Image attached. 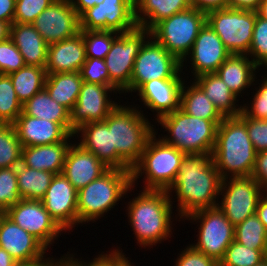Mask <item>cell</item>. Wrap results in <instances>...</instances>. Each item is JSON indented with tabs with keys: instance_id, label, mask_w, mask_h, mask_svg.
<instances>
[{
	"instance_id": "55",
	"label": "cell",
	"mask_w": 267,
	"mask_h": 266,
	"mask_svg": "<svg viewBox=\"0 0 267 266\" xmlns=\"http://www.w3.org/2000/svg\"><path fill=\"white\" fill-rule=\"evenodd\" d=\"M256 215L267 231V192H264L258 201Z\"/></svg>"
},
{
	"instance_id": "15",
	"label": "cell",
	"mask_w": 267,
	"mask_h": 266,
	"mask_svg": "<svg viewBox=\"0 0 267 266\" xmlns=\"http://www.w3.org/2000/svg\"><path fill=\"white\" fill-rule=\"evenodd\" d=\"M15 224L34 235L47 248L65 232L45 209L41 200L21 199L5 213Z\"/></svg>"
},
{
	"instance_id": "32",
	"label": "cell",
	"mask_w": 267,
	"mask_h": 266,
	"mask_svg": "<svg viewBox=\"0 0 267 266\" xmlns=\"http://www.w3.org/2000/svg\"><path fill=\"white\" fill-rule=\"evenodd\" d=\"M83 79L80 72L47 74L45 89L52 99L69 111L77 102Z\"/></svg>"
},
{
	"instance_id": "58",
	"label": "cell",
	"mask_w": 267,
	"mask_h": 266,
	"mask_svg": "<svg viewBox=\"0 0 267 266\" xmlns=\"http://www.w3.org/2000/svg\"><path fill=\"white\" fill-rule=\"evenodd\" d=\"M10 25L7 22L0 21V42H3L9 38Z\"/></svg>"
},
{
	"instance_id": "39",
	"label": "cell",
	"mask_w": 267,
	"mask_h": 266,
	"mask_svg": "<svg viewBox=\"0 0 267 266\" xmlns=\"http://www.w3.org/2000/svg\"><path fill=\"white\" fill-rule=\"evenodd\" d=\"M80 33L83 36L86 58L103 60L119 34L112 30H80Z\"/></svg>"
},
{
	"instance_id": "3",
	"label": "cell",
	"mask_w": 267,
	"mask_h": 266,
	"mask_svg": "<svg viewBox=\"0 0 267 266\" xmlns=\"http://www.w3.org/2000/svg\"><path fill=\"white\" fill-rule=\"evenodd\" d=\"M212 157L222 180L252 175L256 151L239 117H225L218 125Z\"/></svg>"
},
{
	"instance_id": "18",
	"label": "cell",
	"mask_w": 267,
	"mask_h": 266,
	"mask_svg": "<svg viewBox=\"0 0 267 266\" xmlns=\"http://www.w3.org/2000/svg\"><path fill=\"white\" fill-rule=\"evenodd\" d=\"M32 25L48 45L80 33V18L70 0H55L38 15Z\"/></svg>"
},
{
	"instance_id": "57",
	"label": "cell",
	"mask_w": 267,
	"mask_h": 266,
	"mask_svg": "<svg viewBox=\"0 0 267 266\" xmlns=\"http://www.w3.org/2000/svg\"><path fill=\"white\" fill-rule=\"evenodd\" d=\"M17 262L5 249L0 247V266H13Z\"/></svg>"
},
{
	"instance_id": "28",
	"label": "cell",
	"mask_w": 267,
	"mask_h": 266,
	"mask_svg": "<svg viewBox=\"0 0 267 266\" xmlns=\"http://www.w3.org/2000/svg\"><path fill=\"white\" fill-rule=\"evenodd\" d=\"M9 38L23 56L26 65L46 67L48 44L32 24L12 23Z\"/></svg>"
},
{
	"instance_id": "37",
	"label": "cell",
	"mask_w": 267,
	"mask_h": 266,
	"mask_svg": "<svg viewBox=\"0 0 267 266\" xmlns=\"http://www.w3.org/2000/svg\"><path fill=\"white\" fill-rule=\"evenodd\" d=\"M21 156L22 145L14 124L0 123V168L17 167Z\"/></svg>"
},
{
	"instance_id": "46",
	"label": "cell",
	"mask_w": 267,
	"mask_h": 266,
	"mask_svg": "<svg viewBox=\"0 0 267 266\" xmlns=\"http://www.w3.org/2000/svg\"><path fill=\"white\" fill-rule=\"evenodd\" d=\"M25 65L23 56L10 38L0 42V74H10Z\"/></svg>"
},
{
	"instance_id": "4",
	"label": "cell",
	"mask_w": 267,
	"mask_h": 266,
	"mask_svg": "<svg viewBox=\"0 0 267 266\" xmlns=\"http://www.w3.org/2000/svg\"><path fill=\"white\" fill-rule=\"evenodd\" d=\"M120 103L104 122L112 129V148H116L118 156L132 169L155 133V125L151 124L139 104Z\"/></svg>"
},
{
	"instance_id": "22",
	"label": "cell",
	"mask_w": 267,
	"mask_h": 266,
	"mask_svg": "<svg viewBox=\"0 0 267 266\" xmlns=\"http://www.w3.org/2000/svg\"><path fill=\"white\" fill-rule=\"evenodd\" d=\"M74 137L78 138V144L95 154L110 169L132 171L118 156L116 148H112V129L104 121L83 124L75 130Z\"/></svg>"
},
{
	"instance_id": "42",
	"label": "cell",
	"mask_w": 267,
	"mask_h": 266,
	"mask_svg": "<svg viewBox=\"0 0 267 266\" xmlns=\"http://www.w3.org/2000/svg\"><path fill=\"white\" fill-rule=\"evenodd\" d=\"M20 200L16 167L0 168V211L5 213Z\"/></svg>"
},
{
	"instance_id": "13",
	"label": "cell",
	"mask_w": 267,
	"mask_h": 266,
	"mask_svg": "<svg viewBox=\"0 0 267 266\" xmlns=\"http://www.w3.org/2000/svg\"><path fill=\"white\" fill-rule=\"evenodd\" d=\"M263 193L264 190L251 176L226 178L221 181L218 197L221 200H218L217 207L236 226L256 214Z\"/></svg>"
},
{
	"instance_id": "48",
	"label": "cell",
	"mask_w": 267,
	"mask_h": 266,
	"mask_svg": "<svg viewBox=\"0 0 267 266\" xmlns=\"http://www.w3.org/2000/svg\"><path fill=\"white\" fill-rule=\"evenodd\" d=\"M80 74L85 82L110 86V76L103 59L86 58Z\"/></svg>"
},
{
	"instance_id": "40",
	"label": "cell",
	"mask_w": 267,
	"mask_h": 266,
	"mask_svg": "<svg viewBox=\"0 0 267 266\" xmlns=\"http://www.w3.org/2000/svg\"><path fill=\"white\" fill-rule=\"evenodd\" d=\"M116 247L106 253L102 251L101 254L95 255L96 257L88 261L83 260L82 257L76 258L77 254L74 252H67V254L61 255L59 264L61 266H120L129 257H126L120 246L116 245Z\"/></svg>"
},
{
	"instance_id": "9",
	"label": "cell",
	"mask_w": 267,
	"mask_h": 266,
	"mask_svg": "<svg viewBox=\"0 0 267 266\" xmlns=\"http://www.w3.org/2000/svg\"><path fill=\"white\" fill-rule=\"evenodd\" d=\"M184 74L181 62L150 35L135 59L130 86L122 94L133 95L144 83L154 79L186 78Z\"/></svg>"
},
{
	"instance_id": "7",
	"label": "cell",
	"mask_w": 267,
	"mask_h": 266,
	"mask_svg": "<svg viewBox=\"0 0 267 266\" xmlns=\"http://www.w3.org/2000/svg\"><path fill=\"white\" fill-rule=\"evenodd\" d=\"M222 120H205L186 114L181 108L160 117L153 124L163 127L164 142L187 154H212L218 125Z\"/></svg>"
},
{
	"instance_id": "8",
	"label": "cell",
	"mask_w": 267,
	"mask_h": 266,
	"mask_svg": "<svg viewBox=\"0 0 267 266\" xmlns=\"http://www.w3.org/2000/svg\"><path fill=\"white\" fill-rule=\"evenodd\" d=\"M206 13L190 7L162 19L150 29V35L180 62L190 53Z\"/></svg>"
},
{
	"instance_id": "51",
	"label": "cell",
	"mask_w": 267,
	"mask_h": 266,
	"mask_svg": "<svg viewBox=\"0 0 267 266\" xmlns=\"http://www.w3.org/2000/svg\"><path fill=\"white\" fill-rule=\"evenodd\" d=\"M191 7L204 13L227 7V0H190Z\"/></svg>"
},
{
	"instance_id": "27",
	"label": "cell",
	"mask_w": 267,
	"mask_h": 266,
	"mask_svg": "<svg viewBox=\"0 0 267 266\" xmlns=\"http://www.w3.org/2000/svg\"><path fill=\"white\" fill-rule=\"evenodd\" d=\"M259 70L260 68L247 54H231L218 68L216 74L239 98L244 96L242 94L244 91H249L247 89L253 87Z\"/></svg>"
},
{
	"instance_id": "43",
	"label": "cell",
	"mask_w": 267,
	"mask_h": 266,
	"mask_svg": "<svg viewBox=\"0 0 267 266\" xmlns=\"http://www.w3.org/2000/svg\"><path fill=\"white\" fill-rule=\"evenodd\" d=\"M261 69H267V20L256 13L252 43L247 54Z\"/></svg>"
},
{
	"instance_id": "59",
	"label": "cell",
	"mask_w": 267,
	"mask_h": 266,
	"mask_svg": "<svg viewBox=\"0 0 267 266\" xmlns=\"http://www.w3.org/2000/svg\"><path fill=\"white\" fill-rule=\"evenodd\" d=\"M259 17L267 20V0H261L256 10Z\"/></svg>"
},
{
	"instance_id": "60",
	"label": "cell",
	"mask_w": 267,
	"mask_h": 266,
	"mask_svg": "<svg viewBox=\"0 0 267 266\" xmlns=\"http://www.w3.org/2000/svg\"><path fill=\"white\" fill-rule=\"evenodd\" d=\"M263 260L267 263V241L263 252Z\"/></svg>"
},
{
	"instance_id": "54",
	"label": "cell",
	"mask_w": 267,
	"mask_h": 266,
	"mask_svg": "<svg viewBox=\"0 0 267 266\" xmlns=\"http://www.w3.org/2000/svg\"><path fill=\"white\" fill-rule=\"evenodd\" d=\"M79 17L88 9L100 4L103 0H70Z\"/></svg>"
},
{
	"instance_id": "52",
	"label": "cell",
	"mask_w": 267,
	"mask_h": 266,
	"mask_svg": "<svg viewBox=\"0 0 267 266\" xmlns=\"http://www.w3.org/2000/svg\"><path fill=\"white\" fill-rule=\"evenodd\" d=\"M16 0H0V21L13 23Z\"/></svg>"
},
{
	"instance_id": "45",
	"label": "cell",
	"mask_w": 267,
	"mask_h": 266,
	"mask_svg": "<svg viewBox=\"0 0 267 266\" xmlns=\"http://www.w3.org/2000/svg\"><path fill=\"white\" fill-rule=\"evenodd\" d=\"M55 0H16L13 23L32 22Z\"/></svg>"
},
{
	"instance_id": "44",
	"label": "cell",
	"mask_w": 267,
	"mask_h": 266,
	"mask_svg": "<svg viewBox=\"0 0 267 266\" xmlns=\"http://www.w3.org/2000/svg\"><path fill=\"white\" fill-rule=\"evenodd\" d=\"M263 79L258 81L255 78L253 83L254 85H258L255 89H253L252 99L245 104L242 105V112L251 118L254 119H267V73L261 76ZM258 81V82H257ZM260 82V83H259ZM254 90L256 91L254 93Z\"/></svg>"
},
{
	"instance_id": "23",
	"label": "cell",
	"mask_w": 267,
	"mask_h": 266,
	"mask_svg": "<svg viewBox=\"0 0 267 266\" xmlns=\"http://www.w3.org/2000/svg\"><path fill=\"white\" fill-rule=\"evenodd\" d=\"M74 141L67 150L62 173L79 191L93 180L101 177L110 168L95 154L83 148L76 140Z\"/></svg>"
},
{
	"instance_id": "5",
	"label": "cell",
	"mask_w": 267,
	"mask_h": 266,
	"mask_svg": "<svg viewBox=\"0 0 267 266\" xmlns=\"http://www.w3.org/2000/svg\"><path fill=\"white\" fill-rule=\"evenodd\" d=\"M134 189L136 188L132 186L131 171L109 169L78 191V225L94 223L105 217L107 212L118 206L120 200L126 198L124 196L131 194Z\"/></svg>"
},
{
	"instance_id": "49",
	"label": "cell",
	"mask_w": 267,
	"mask_h": 266,
	"mask_svg": "<svg viewBox=\"0 0 267 266\" xmlns=\"http://www.w3.org/2000/svg\"><path fill=\"white\" fill-rule=\"evenodd\" d=\"M179 252L173 266H219L214 258L196 250L191 244Z\"/></svg>"
},
{
	"instance_id": "61",
	"label": "cell",
	"mask_w": 267,
	"mask_h": 266,
	"mask_svg": "<svg viewBox=\"0 0 267 266\" xmlns=\"http://www.w3.org/2000/svg\"><path fill=\"white\" fill-rule=\"evenodd\" d=\"M256 266H267V263L263 260L259 264H257Z\"/></svg>"
},
{
	"instance_id": "10",
	"label": "cell",
	"mask_w": 267,
	"mask_h": 266,
	"mask_svg": "<svg viewBox=\"0 0 267 266\" xmlns=\"http://www.w3.org/2000/svg\"><path fill=\"white\" fill-rule=\"evenodd\" d=\"M183 220L199 224L197 242L191 245L219 263L228 246L235 240V226L218 207L197 210Z\"/></svg>"
},
{
	"instance_id": "25",
	"label": "cell",
	"mask_w": 267,
	"mask_h": 266,
	"mask_svg": "<svg viewBox=\"0 0 267 266\" xmlns=\"http://www.w3.org/2000/svg\"><path fill=\"white\" fill-rule=\"evenodd\" d=\"M86 61L83 36H76L48 45L46 73L80 72Z\"/></svg>"
},
{
	"instance_id": "6",
	"label": "cell",
	"mask_w": 267,
	"mask_h": 266,
	"mask_svg": "<svg viewBox=\"0 0 267 266\" xmlns=\"http://www.w3.org/2000/svg\"><path fill=\"white\" fill-rule=\"evenodd\" d=\"M155 133L148 140L139 162L132 168V186L143 178L142 190L167 191L179 172L185 153L167 144ZM137 184V185H136Z\"/></svg>"
},
{
	"instance_id": "26",
	"label": "cell",
	"mask_w": 267,
	"mask_h": 266,
	"mask_svg": "<svg viewBox=\"0 0 267 266\" xmlns=\"http://www.w3.org/2000/svg\"><path fill=\"white\" fill-rule=\"evenodd\" d=\"M71 139H75L74 134L54 144L22 147L21 163L32 169L60 174Z\"/></svg>"
},
{
	"instance_id": "11",
	"label": "cell",
	"mask_w": 267,
	"mask_h": 266,
	"mask_svg": "<svg viewBox=\"0 0 267 266\" xmlns=\"http://www.w3.org/2000/svg\"><path fill=\"white\" fill-rule=\"evenodd\" d=\"M256 11L233 7L206 13V23L231 54H248L252 43Z\"/></svg>"
},
{
	"instance_id": "56",
	"label": "cell",
	"mask_w": 267,
	"mask_h": 266,
	"mask_svg": "<svg viewBox=\"0 0 267 266\" xmlns=\"http://www.w3.org/2000/svg\"><path fill=\"white\" fill-rule=\"evenodd\" d=\"M59 260H37L32 262H15L13 266H56Z\"/></svg>"
},
{
	"instance_id": "12",
	"label": "cell",
	"mask_w": 267,
	"mask_h": 266,
	"mask_svg": "<svg viewBox=\"0 0 267 266\" xmlns=\"http://www.w3.org/2000/svg\"><path fill=\"white\" fill-rule=\"evenodd\" d=\"M149 36L150 30L139 26L128 32H121L104 58L110 76V86L119 94L130 86L135 59Z\"/></svg>"
},
{
	"instance_id": "14",
	"label": "cell",
	"mask_w": 267,
	"mask_h": 266,
	"mask_svg": "<svg viewBox=\"0 0 267 266\" xmlns=\"http://www.w3.org/2000/svg\"><path fill=\"white\" fill-rule=\"evenodd\" d=\"M80 30H112L128 32L138 25L135 0H103L80 17Z\"/></svg>"
},
{
	"instance_id": "36",
	"label": "cell",
	"mask_w": 267,
	"mask_h": 266,
	"mask_svg": "<svg viewBox=\"0 0 267 266\" xmlns=\"http://www.w3.org/2000/svg\"><path fill=\"white\" fill-rule=\"evenodd\" d=\"M235 241L248 248L264 252L267 231L256 214L235 226Z\"/></svg>"
},
{
	"instance_id": "47",
	"label": "cell",
	"mask_w": 267,
	"mask_h": 266,
	"mask_svg": "<svg viewBox=\"0 0 267 266\" xmlns=\"http://www.w3.org/2000/svg\"><path fill=\"white\" fill-rule=\"evenodd\" d=\"M238 117L246 124L248 136L256 151H267V119H254L241 112Z\"/></svg>"
},
{
	"instance_id": "30",
	"label": "cell",
	"mask_w": 267,
	"mask_h": 266,
	"mask_svg": "<svg viewBox=\"0 0 267 266\" xmlns=\"http://www.w3.org/2000/svg\"><path fill=\"white\" fill-rule=\"evenodd\" d=\"M190 7V0H135L136 23L139 27L150 30L162 19Z\"/></svg>"
},
{
	"instance_id": "19",
	"label": "cell",
	"mask_w": 267,
	"mask_h": 266,
	"mask_svg": "<svg viewBox=\"0 0 267 266\" xmlns=\"http://www.w3.org/2000/svg\"><path fill=\"white\" fill-rule=\"evenodd\" d=\"M77 193L63 173L55 174L41 202L50 216L65 231L78 228ZM77 225V226H76Z\"/></svg>"
},
{
	"instance_id": "20",
	"label": "cell",
	"mask_w": 267,
	"mask_h": 266,
	"mask_svg": "<svg viewBox=\"0 0 267 266\" xmlns=\"http://www.w3.org/2000/svg\"><path fill=\"white\" fill-rule=\"evenodd\" d=\"M0 247L17 262L59 260L53 255L49 256V249L39 239L15 224L4 213L0 216Z\"/></svg>"
},
{
	"instance_id": "34",
	"label": "cell",
	"mask_w": 267,
	"mask_h": 266,
	"mask_svg": "<svg viewBox=\"0 0 267 266\" xmlns=\"http://www.w3.org/2000/svg\"><path fill=\"white\" fill-rule=\"evenodd\" d=\"M21 199L42 200L55 174L29 168L22 163L16 167Z\"/></svg>"
},
{
	"instance_id": "41",
	"label": "cell",
	"mask_w": 267,
	"mask_h": 266,
	"mask_svg": "<svg viewBox=\"0 0 267 266\" xmlns=\"http://www.w3.org/2000/svg\"><path fill=\"white\" fill-rule=\"evenodd\" d=\"M261 261L263 253L260 250L248 248L233 240L220 260L219 266H256Z\"/></svg>"
},
{
	"instance_id": "35",
	"label": "cell",
	"mask_w": 267,
	"mask_h": 266,
	"mask_svg": "<svg viewBox=\"0 0 267 266\" xmlns=\"http://www.w3.org/2000/svg\"><path fill=\"white\" fill-rule=\"evenodd\" d=\"M19 102L23 105L45 87L46 69L25 65L18 71L8 74Z\"/></svg>"
},
{
	"instance_id": "29",
	"label": "cell",
	"mask_w": 267,
	"mask_h": 266,
	"mask_svg": "<svg viewBox=\"0 0 267 266\" xmlns=\"http://www.w3.org/2000/svg\"><path fill=\"white\" fill-rule=\"evenodd\" d=\"M193 81L204 91L224 117H238L242 112L239 99L216 74H203Z\"/></svg>"
},
{
	"instance_id": "53",
	"label": "cell",
	"mask_w": 267,
	"mask_h": 266,
	"mask_svg": "<svg viewBox=\"0 0 267 266\" xmlns=\"http://www.w3.org/2000/svg\"><path fill=\"white\" fill-rule=\"evenodd\" d=\"M260 1L261 0H227V7L256 11Z\"/></svg>"
},
{
	"instance_id": "31",
	"label": "cell",
	"mask_w": 267,
	"mask_h": 266,
	"mask_svg": "<svg viewBox=\"0 0 267 266\" xmlns=\"http://www.w3.org/2000/svg\"><path fill=\"white\" fill-rule=\"evenodd\" d=\"M22 112L38 119L62 124L71 134L75 133L70 124V111L52 99L45 88L23 104Z\"/></svg>"
},
{
	"instance_id": "21",
	"label": "cell",
	"mask_w": 267,
	"mask_h": 266,
	"mask_svg": "<svg viewBox=\"0 0 267 266\" xmlns=\"http://www.w3.org/2000/svg\"><path fill=\"white\" fill-rule=\"evenodd\" d=\"M184 78L154 79L144 83L135 93L144 109L152 111L157 121L160 117L180 109ZM145 105V106H144Z\"/></svg>"
},
{
	"instance_id": "2",
	"label": "cell",
	"mask_w": 267,
	"mask_h": 266,
	"mask_svg": "<svg viewBox=\"0 0 267 266\" xmlns=\"http://www.w3.org/2000/svg\"><path fill=\"white\" fill-rule=\"evenodd\" d=\"M125 206L128 223L140 248H150L172 238L174 206L166 191L140 190ZM175 215V217L173 216ZM174 217V218H173ZM174 219V220H173ZM178 219V220H177ZM172 235V236H171Z\"/></svg>"
},
{
	"instance_id": "1",
	"label": "cell",
	"mask_w": 267,
	"mask_h": 266,
	"mask_svg": "<svg viewBox=\"0 0 267 266\" xmlns=\"http://www.w3.org/2000/svg\"><path fill=\"white\" fill-rule=\"evenodd\" d=\"M221 181L212 154L185 155L174 182L166 191L172 204L177 202L174 208L179 219L183 221L200 209L217 207Z\"/></svg>"
},
{
	"instance_id": "24",
	"label": "cell",
	"mask_w": 267,
	"mask_h": 266,
	"mask_svg": "<svg viewBox=\"0 0 267 266\" xmlns=\"http://www.w3.org/2000/svg\"><path fill=\"white\" fill-rule=\"evenodd\" d=\"M14 126L22 147L54 144L64 141L71 134L62 124L25 115L23 112Z\"/></svg>"
},
{
	"instance_id": "16",
	"label": "cell",
	"mask_w": 267,
	"mask_h": 266,
	"mask_svg": "<svg viewBox=\"0 0 267 266\" xmlns=\"http://www.w3.org/2000/svg\"><path fill=\"white\" fill-rule=\"evenodd\" d=\"M117 93L112 86L83 81L77 102L70 111L71 127L77 130L83 124L104 121L119 104L111 98Z\"/></svg>"
},
{
	"instance_id": "38",
	"label": "cell",
	"mask_w": 267,
	"mask_h": 266,
	"mask_svg": "<svg viewBox=\"0 0 267 266\" xmlns=\"http://www.w3.org/2000/svg\"><path fill=\"white\" fill-rule=\"evenodd\" d=\"M14 86L8 74H0V123L14 124L22 113Z\"/></svg>"
},
{
	"instance_id": "17",
	"label": "cell",
	"mask_w": 267,
	"mask_h": 266,
	"mask_svg": "<svg viewBox=\"0 0 267 266\" xmlns=\"http://www.w3.org/2000/svg\"><path fill=\"white\" fill-rule=\"evenodd\" d=\"M230 55L231 53L225 48L215 31L205 23L200 29L190 53L181 62V70L183 71L185 68L186 71L189 66L193 76L191 80L203 74L216 73ZM186 64L190 65L186 66Z\"/></svg>"
},
{
	"instance_id": "33",
	"label": "cell",
	"mask_w": 267,
	"mask_h": 266,
	"mask_svg": "<svg viewBox=\"0 0 267 266\" xmlns=\"http://www.w3.org/2000/svg\"><path fill=\"white\" fill-rule=\"evenodd\" d=\"M187 82V80L183 82L180 108L186 114L194 117L205 120H223L225 117L218 111L204 91L194 81ZM189 83L190 85H187Z\"/></svg>"
},
{
	"instance_id": "50",
	"label": "cell",
	"mask_w": 267,
	"mask_h": 266,
	"mask_svg": "<svg viewBox=\"0 0 267 266\" xmlns=\"http://www.w3.org/2000/svg\"><path fill=\"white\" fill-rule=\"evenodd\" d=\"M252 178L267 192V151L256 153Z\"/></svg>"
}]
</instances>
